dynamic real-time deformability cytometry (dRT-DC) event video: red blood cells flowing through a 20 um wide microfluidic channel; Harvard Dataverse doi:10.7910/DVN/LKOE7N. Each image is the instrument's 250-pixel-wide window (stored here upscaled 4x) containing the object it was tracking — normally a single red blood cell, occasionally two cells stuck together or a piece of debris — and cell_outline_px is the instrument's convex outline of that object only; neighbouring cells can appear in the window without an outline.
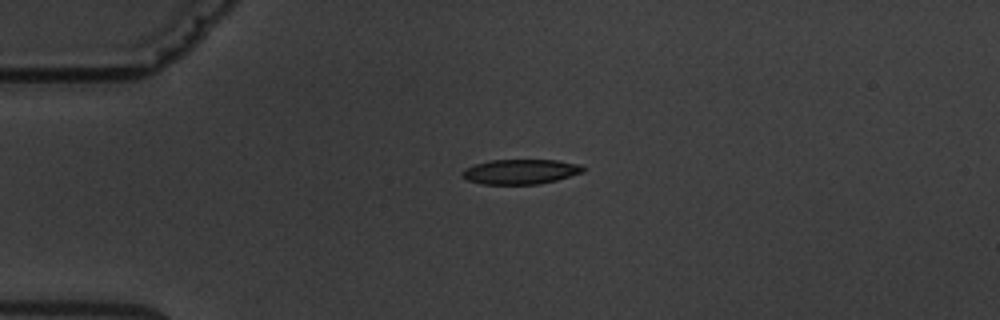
{"species": "common noctule bat (a hibernating species)", "species_latin": "Nyctalus noctula", "temperature_condition": "warm", "stored_images_in_passage": 4, "camera_frame_rate_fps": 3000, "um_per_image_px": 0.085, "animal": {"sex": "male", "body_mass_g": 19.5, "forearm_length_mm": 54.6}, "frame": {"image": 1, "passage_image": 1, "time_ms": 0.0, "image_size_px": [1000, 320], "cell_outline_px": [[588, 168], [584, 172], [556, 180], [540, 184], [480, 184], [468, 180], [460, 176], [460, 172], [476, 164], [488, 160], [556, 160], [580, 164]], "centroid_in_image_um": [44.27, 14.59], "position_along_channel_um": 40.7, "area_um2": 17.63}}
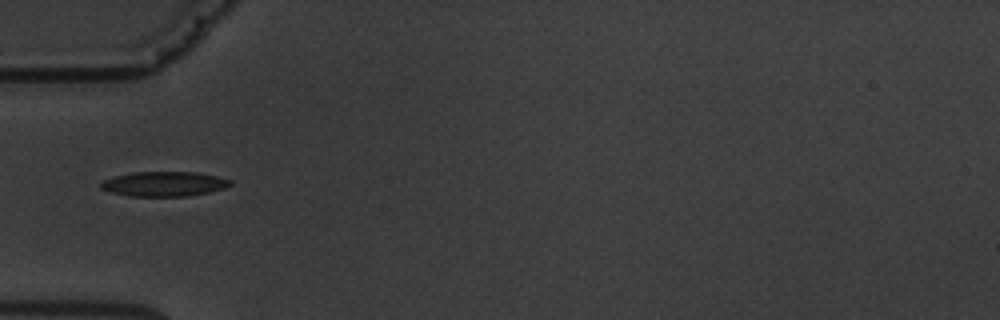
{"frame": {"image": 2, "passage_image": 2, "time_ms": 1.667, "image_size_px": [1000, 320], "cell_outline_px": [[232, 184], [224, 188], [208, 192], [188, 196], [128, 196], [112, 192], [100, 188], [100, 184], [104, 180], [116, 176], [132, 172], [196, 172], [216, 176], [232, 180]], "centroid_in_image_um": [13.96, 15.63], "position_along_channel_um": 71.0, "area_um2": 18.55}}
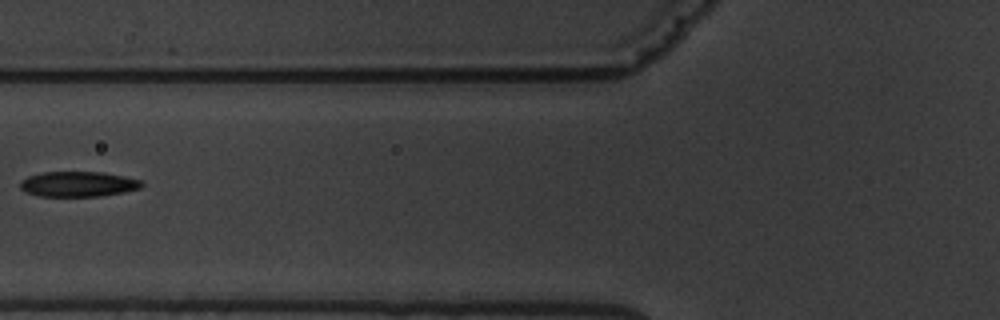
{"frame": {"image": 3, "passage_image": 3, "time_ms": 3.0, "image_size_px": [1000, 320], "cell_outline_px": [[144, 184], [140, 188], [124, 192], [100, 196], [36, 196], [24, 192], [20, 188], [20, 180], [28, 176], [44, 172], [104, 172], [124, 176], [140, 180]], "centroid_in_image_um": [6.61, 15.65], "position_along_channel_um": 119.2, "area_um2": 17.98}}